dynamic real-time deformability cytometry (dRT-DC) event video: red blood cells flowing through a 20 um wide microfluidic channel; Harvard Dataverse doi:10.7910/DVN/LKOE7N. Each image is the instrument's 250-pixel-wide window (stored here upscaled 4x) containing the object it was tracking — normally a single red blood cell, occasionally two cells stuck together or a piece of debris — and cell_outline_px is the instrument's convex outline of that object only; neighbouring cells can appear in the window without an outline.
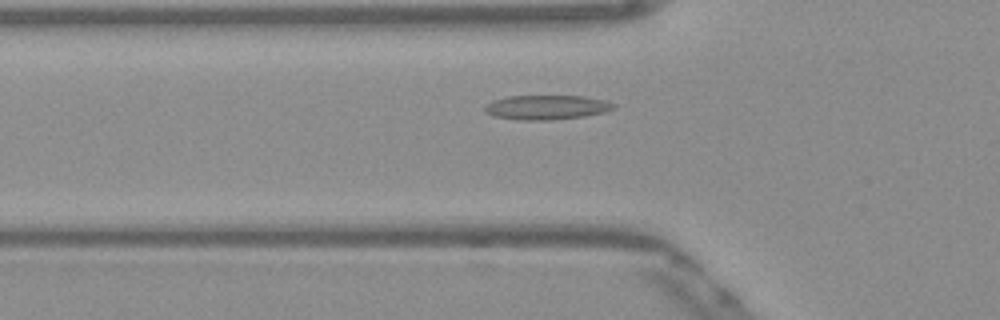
{"species": "Egyptian fruit bat (a non-hibernating species)", "species_latin": "Rousettus aegyptiacus", "temperature_condition": "warm", "stored_images_in_passage": 37, "camera_frame_rate_fps": 3000, "um_per_image_px": 0.085, "frame": {"image": 1, "passage_image": 2, "time_ms": 0.333, "image_size_px": [1000, 320], "cell_outline_px": [[616, 108], [608, 112], [584, 116], [552, 120], [520, 120], [496, 116], [484, 112], [484, 104], [492, 100], [508, 96], [584, 96], [608, 100], [616, 104]], "centroid_in_image_um": [46.51, 9.12], "position_along_channel_um": 79.3, "area_um2": 18.67}}
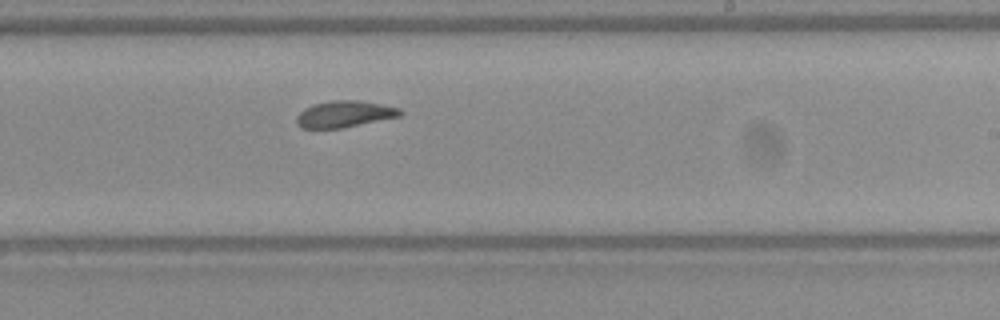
{"frame": {"image": 2, "passage_image": 16, "time_ms": 5.0, "image_size_px": [1000, 320], "cell_outline_px": [[404, 112], [400, 116], [340, 128], [300, 128], [296, 124], [296, 116], [304, 108], [312, 104], [332, 100], [360, 100], [400, 108]], "centroid_in_image_um": [29.25, 9.68], "position_along_channel_um": 259.8, "area_um2": 16.01}}
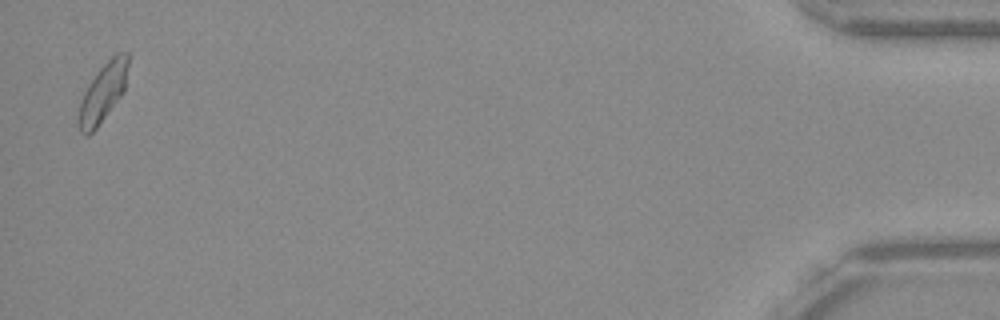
{"frame": {"image": 3, "passage_image": 36, "time_ms": 11.667, "image_size_px": [1000, 320], "cell_outline_px": [[128, 64], [124, 92], [96, 128], [88, 136], [84, 136], [80, 132], [76, 120], [80, 100], [88, 84], [100, 68], [116, 52], [128, 52]], "centroid_in_image_um": [8.71, 7.9], "position_along_channel_um": 426.5, "area_um2": 17.05}, "authors_computed_cell_mechanics": {"area_um2": 16.473, "velocity_mm_per_s": 3.8509, "shape_relaxation_time_tau1_ms": null, "shape_relaxation_time_tau2_ms": 4.7003, "deformation_change_tau1": null, "deformation_change_tau2": 0.0901}}